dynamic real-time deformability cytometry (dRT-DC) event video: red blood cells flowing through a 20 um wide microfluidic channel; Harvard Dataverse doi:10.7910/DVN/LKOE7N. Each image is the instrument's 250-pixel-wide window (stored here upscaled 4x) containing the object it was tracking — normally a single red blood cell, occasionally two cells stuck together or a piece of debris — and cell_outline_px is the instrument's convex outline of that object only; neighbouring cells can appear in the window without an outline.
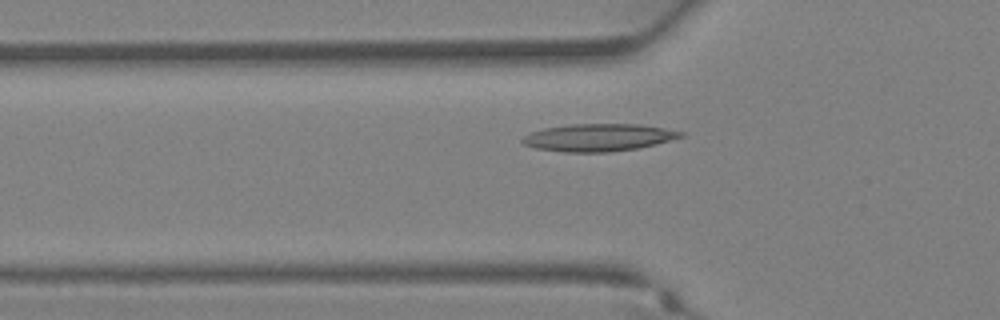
{"species": "Egyptian fruit bat (a non-hibernating species)", "species_latin": "Rousettus aegyptiacus", "temperature_condition": "warm", "stored_images_in_passage": 24, "camera_frame_rate_fps": 3000, "um_per_image_px": 0.085, "animal": {"sex": "female"}, "frame": {"image": 1, "passage_image": 3, "time_ms": 0.667, "image_size_px": [1000, 320], "cell_outline_px": [[684, 136], [656, 144], [640, 148], [608, 152], [564, 152], [536, 148], [524, 144], [520, 140], [524, 136], [532, 132], [544, 128], [572, 124], [640, 124], [664, 128], [684, 132]], "centroid_in_image_um": [50.89, 11.69], "position_along_channel_um": 74.9, "area_um2": 25.26}}
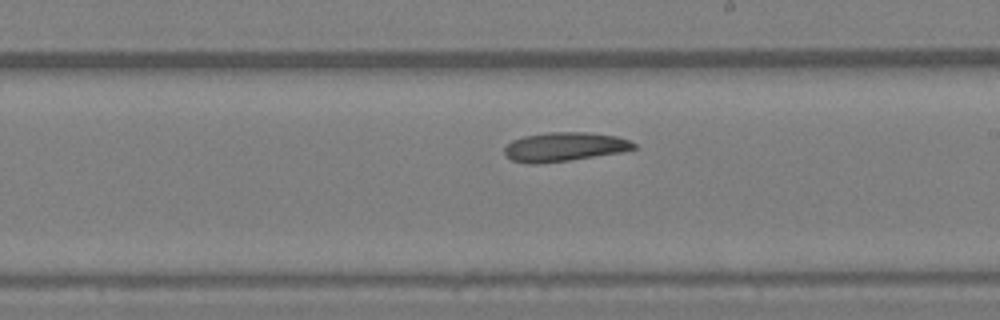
{"frame": {"image": 2, "passage_image": 12, "time_ms": 3.667, "image_size_px": [1000, 320], "cell_outline_px": [[636, 148], [620, 152], [568, 160], [536, 164], [528, 164], [512, 160], [504, 152], [504, 148], [512, 140], [524, 136], [548, 132], [588, 132], [616, 136], [628, 140], [636, 144]], "centroid_in_image_um": [47.95, 12.47], "position_along_channel_um": 241.0, "area_um2": 21.68}}
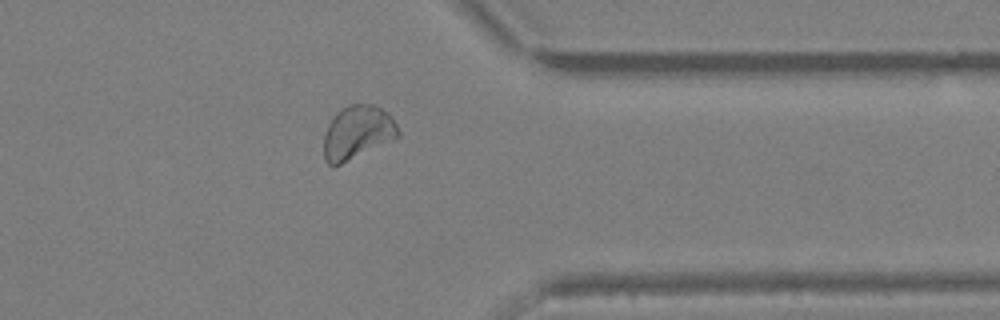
{"frame": {"image": 3, "passage_image": 20, "time_ms": 6.333, "image_size_px": [1000, 320], "cell_outline_px": [[400, 136], [332, 168], [324, 160], [324, 136], [328, 124], [336, 112], [348, 104], [372, 104], [388, 112], [392, 116], [400, 132]], "centroid_in_image_um": [30.37, 11.25], "position_along_channel_um": 381.0, "area_um2": 23.24}}